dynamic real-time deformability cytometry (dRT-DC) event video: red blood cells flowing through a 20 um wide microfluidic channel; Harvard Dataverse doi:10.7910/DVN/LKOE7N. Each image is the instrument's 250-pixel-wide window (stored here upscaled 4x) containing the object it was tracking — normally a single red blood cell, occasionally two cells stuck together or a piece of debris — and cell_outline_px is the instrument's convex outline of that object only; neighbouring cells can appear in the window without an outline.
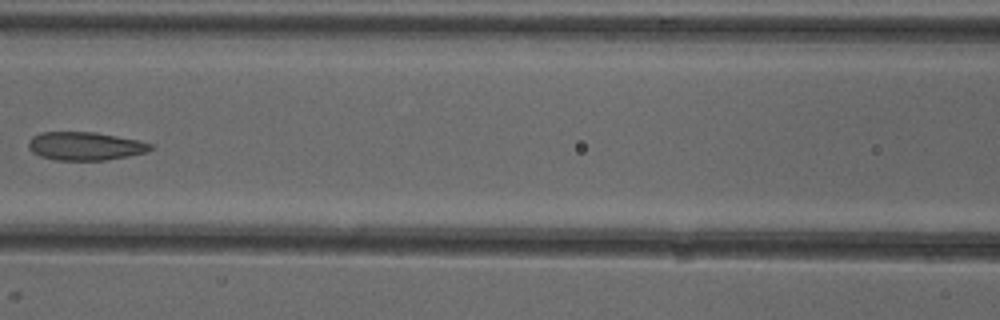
{"species": "common noctule bat (a hibernating species)", "species_latin": "Nyctalus noctula", "temperature_condition": "cold", "stored_images_in_passage": 7, "camera_frame_rate_fps": 3000, "um_per_image_px": 0.085, "animal": {"sex": "female"}, "frame": {"image": 1, "passage_image": 7, "time_ms": 7.333, "image_size_px": [1000, 320], "cell_outline_px": [[152, 148], [148, 152], [128, 156], [104, 160], [56, 160], [40, 156], [32, 152], [28, 148], [28, 140], [32, 136], [40, 132], [96, 132], [136, 140], [152, 144]], "centroid_in_image_um": [7.19, 12.41], "position_along_channel_um": 159.4, "area_um2": 20.11}}